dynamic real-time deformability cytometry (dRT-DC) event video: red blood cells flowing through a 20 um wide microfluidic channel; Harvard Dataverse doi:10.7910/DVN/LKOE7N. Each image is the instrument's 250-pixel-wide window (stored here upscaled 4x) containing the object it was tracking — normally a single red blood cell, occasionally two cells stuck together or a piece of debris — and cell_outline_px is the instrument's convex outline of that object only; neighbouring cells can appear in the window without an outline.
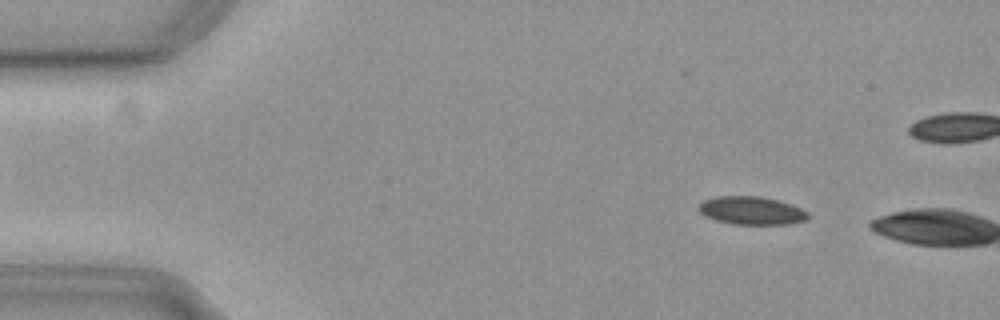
{"species": "common noctule bat (a hibernating species)", "species_latin": "Nyctalus noctula", "temperature_condition": "cold", "stored_images_in_passage": 9, "camera_frame_rate_fps": 3000, "um_per_image_px": 0.085, "animal": {"sex": "female", "body_mass_g": 19.3, "forearm_length_mm": 54.1}, "frame": {"image": 1, "passage_image": 7, "time_ms": 2.0, "image_size_px": [1000, 320], "cell_outline_px": [[808, 220], [788, 224], [732, 224], [716, 220], [704, 216], [696, 208], [704, 200], [716, 196], [760, 196], [780, 200], [792, 204], [808, 212]], "centroid_in_image_um": [63.88, 17.89], "position_along_channel_um": 21.1, "area_um2": 18.09}}